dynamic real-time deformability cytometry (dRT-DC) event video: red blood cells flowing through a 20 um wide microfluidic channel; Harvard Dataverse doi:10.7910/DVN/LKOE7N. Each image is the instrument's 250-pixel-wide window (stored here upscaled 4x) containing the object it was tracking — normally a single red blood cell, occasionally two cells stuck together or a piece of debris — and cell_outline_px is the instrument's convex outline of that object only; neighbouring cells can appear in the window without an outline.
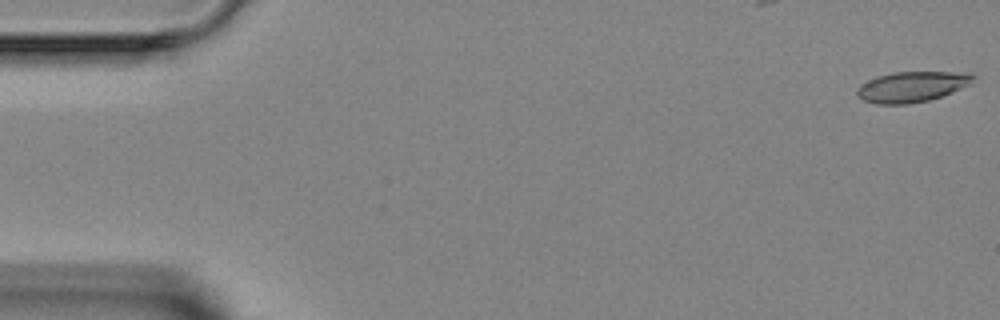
{"species": "Egyptian fruit bat (a non-hibernating species)", "species_latin": "Rousettus aegyptiacus", "temperature_condition": "room temperature", "stored_images_in_passage": 4, "camera_frame_rate_fps": 3000, "um_per_image_px": 0.085, "animal": {"sex": "female"}, "frame": {"image": 1, "passage_image": 1, "time_ms": 0.0, "image_size_px": [1000, 320], "cell_outline_px": [[976, 76], [972, 84], [952, 92], [928, 100], [908, 104], [876, 104], [864, 100], [856, 96], [856, 92], [860, 84], [876, 76], [896, 72], [972, 72]], "centroid_in_image_um": [77.54, 7.36], "position_along_channel_um": 7.5, "area_um2": 20.81}}